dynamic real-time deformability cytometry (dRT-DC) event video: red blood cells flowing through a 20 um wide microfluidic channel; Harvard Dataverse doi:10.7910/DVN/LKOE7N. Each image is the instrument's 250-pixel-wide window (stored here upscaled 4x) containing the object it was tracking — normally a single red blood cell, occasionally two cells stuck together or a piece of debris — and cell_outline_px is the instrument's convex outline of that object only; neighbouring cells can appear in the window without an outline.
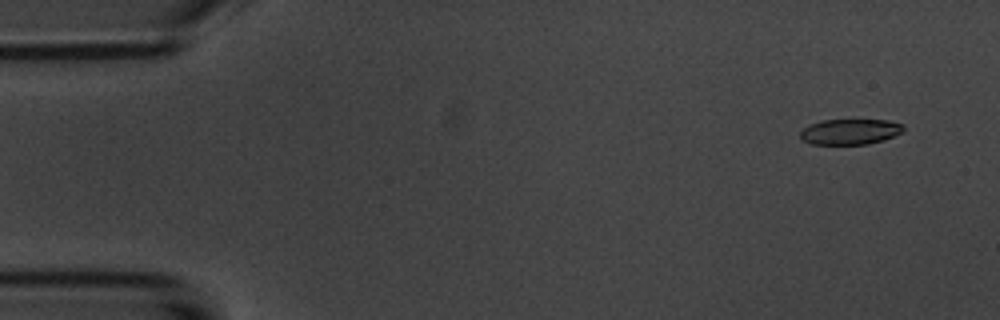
{"species": "common noctule bat (a hibernating species)", "species_latin": "Nyctalus noctula", "temperature_condition": "room temperature", "stored_images_in_passage": 14, "camera_frame_rate_fps": 3000, "um_per_image_px": 0.085, "animal": {"sex": "male", "body_mass_g": 20.1, "forearm_length_mm": 53.5}, "frame": {"image": 1, "passage_image": 1, "time_ms": 0.0, "image_size_px": [1000, 320], "cell_outline_px": [[904, 132], [884, 140], [868, 144], [812, 144], [804, 140], [800, 136], [800, 132], [808, 124], [820, 120], [888, 120], [904, 124]], "centroid_in_image_um": [72.29, 11.19], "position_along_channel_um": 12.7, "area_um2": 15.49}}
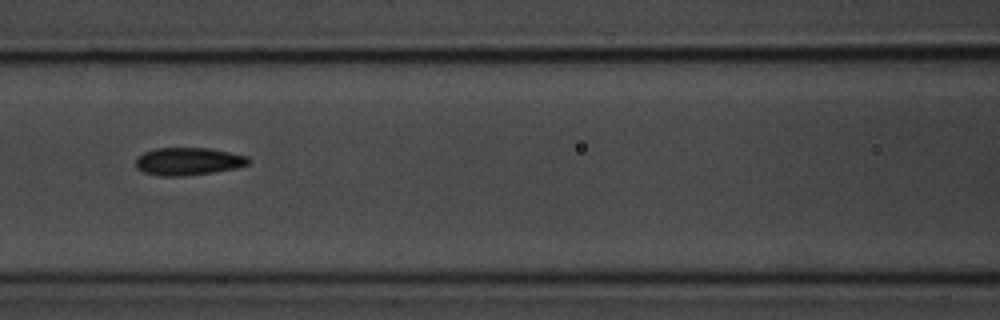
{"frame": {"image": 2, "passage_image": 6, "time_ms": 6.667, "image_size_px": [1000, 320], "cell_outline_px": [[248, 164], [236, 168], [212, 172], [184, 176], [160, 176], [144, 172], [136, 168], [136, 156], [144, 152], [156, 148], [208, 148], [248, 156]], "centroid_in_image_um": [15.95, 13.71], "position_along_channel_um": 150.6, "area_um2": 18.09}}
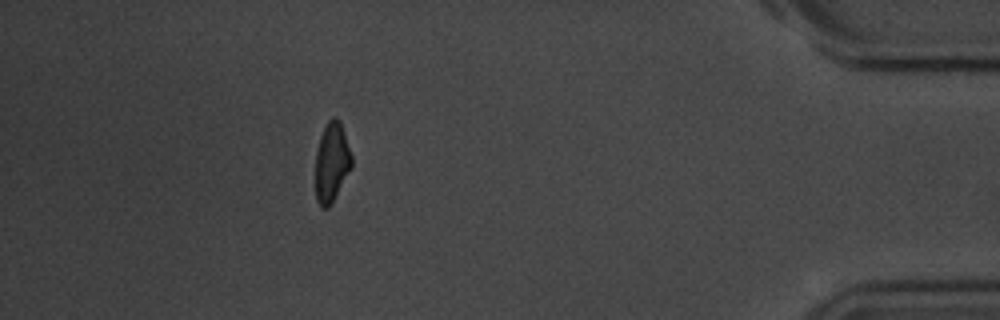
{"frame": {"image": 3, "passage_image": 13, "time_ms": 15.0, "image_size_px": [1000, 320], "cell_outline_px": [[352, 168], [332, 204], [328, 208], [320, 208], [316, 200], [316, 152], [320, 136], [328, 120], [332, 116], [336, 116], [340, 120], [352, 156]], "centroid_in_image_um": [28.2, 13.81], "position_along_channel_um": 407.0, "area_um2": 17.05}, "authors_computed_cell_mechanics": {"area_um2": 17.5423, "velocity_mm_per_s": 3.7094, "shape_relaxation_time_tau1_ms": 4.1069, "shape_relaxation_time_tau2_ms": 2.3567, "deformation_change_tau1": 0.1449, "deformation_change_tau2": 0.0729}}